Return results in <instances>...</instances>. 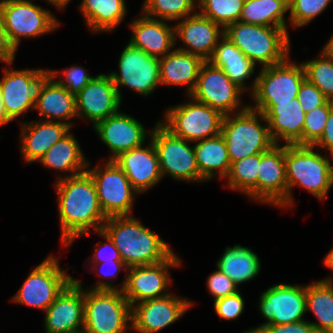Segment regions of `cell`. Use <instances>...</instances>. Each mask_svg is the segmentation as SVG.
Wrapping results in <instances>:
<instances>
[{"label":"cell","instance_id":"1","mask_svg":"<svg viewBox=\"0 0 333 333\" xmlns=\"http://www.w3.org/2000/svg\"><path fill=\"white\" fill-rule=\"evenodd\" d=\"M58 208L64 245L69 246L76 237L89 235V229L102 230L107 219L98 201L91 175L85 171L76 176L59 177L56 182Z\"/></svg>","mask_w":333,"mask_h":333},{"label":"cell","instance_id":"2","mask_svg":"<svg viewBox=\"0 0 333 333\" xmlns=\"http://www.w3.org/2000/svg\"><path fill=\"white\" fill-rule=\"evenodd\" d=\"M102 231L113 241L128 267L156 264L173 254L160 236L131 215L107 217Z\"/></svg>","mask_w":333,"mask_h":333},{"label":"cell","instance_id":"3","mask_svg":"<svg viewBox=\"0 0 333 333\" xmlns=\"http://www.w3.org/2000/svg\"><path fill=\"white\" fill-rule=\"evenodd\" d=\"M226 36L255 65L273 66L289 55V36L283 28L247 24L240 21L224 29Z\"/></svg>","mask_w":333,"mask_h":333},{"label":"cell","instance_id":"4","mask_svg":"<svg viewBox=\"0 0 333 333\" xmlns=\"http://www.w3.org/2000/svg\"><path fill=\"white\" fill-rule=\"evenodd\" d=\"M236 114L224 115L221 126L231 163L266 152L276 144L264 114L251 106H244ZM258 117L266 122L264 126L259 123Z\"/></svg>","mask_w":333,"mask_h":333},{"label":"cell","instance_id":"5","mask_svg":"<svg viewBox=\"0 0 333 333\" xmlns=\"http://www.w3.org/2000/svg\"><path fill=\"white\" fill-rule=\"evenodd\" d=\"M312 145L285 144V170L288 186V206L295 185L305 187L318 199H323L333 184V166Z\"/></svg>","mask_w":333,"mask_h":333},{"label":"cell","instance_id":"6","mask_svg":"<svg viewBox=\"0 0 333 333\" xmlns=\"http://www.w3.org/2000/svg\"><path fill=\"white\" fill-rule=\"evenodd\" d=\"M305 79L303 64L289 63L287 58L273 66L262 67L253 81L251 95L256 107L251 108L265 115L277 103H292Z\"/></svg>","mask_w":333,"mask_h":333},{"label":"cell","instance_id":"7","mask_svg":"<svg viewBox=\"0 0 333 333\" xmlns=\"http://www.w3.org/2000/svg\"><path fill=\"white\" fill-rule=\"evenodd\" d=\"M132 307L121 290L84 291V326L88 333H126Z\"/></svg>","mask_w":333,"mask_h":333},{"label":"cell","instance_id":"8","mask_svg":"<svg viewBox=\"0 0 333 333\" xmlns=\"http://www.w3.org/2000/svg\"><path fill=\"white\" fill-rule=\"evenodd\" d=\"M180 265L181 260L173 253L168 259L156 264L128 267L129 274L121 288L99 281L92 290H121L132 307L137 301L139 303L170 294L167 293L168 289L165 290L170 283L167 270Z\"/></svg>","mask_w":333,"mask_h":333},{"label":"cell","instance_id":"9","mask_svg":"<svg viewBox=\"0 0 333 333\" xmlns=\"http://www.w3.org/2000/svg\"><path fill=\"white\" fill-rule=\"evenodd\" d=\"M190 99L192 101L169 108L164 123L160 124L172 135L189 142L220 134L224 115L209 105Z\"/></svg>","mask_w":333,"mask_h":333},{"label":"cell","instance_id":"10","mask_svg":"<svg viewBox=\"0 0 333 333\" xmlns=\"http://www.w3.org/2000/svg\"><path fill=\"white\" fill-rule=\"evenodd\" d=\"M0 19L16 49L20 37H37L53 31L59 25L49 11L29 0H1Z\"/></svg>","mask_w":333,"mask_h":333},{"label":"cell","instance_id":"11","mask_svg":"<svg viewBox=\"0 0 333 333\" xmlns=\"http://www.w3.org/2000/svg\"><path fill=\"white\" fill-rule=\"evenodd\" d=\"M162 177L169 174L176 180L205 181L199 173L194 146L187 140L172 135L160 122L151 132Z\"/></svg>","mask_w":333,"mask_h":333},{"label":"cell","instance_id":"12","mask_svg":"<svg viewBox=\"0 0 333 333\" xmlns=\"http://www.w3.org/2000/svg\"><path fill=\"white\" fill-rule=\"evenodd\" d=\"M52 77L50 70H9L5 68L0 85L6 116L10 120H14L27 109H34L44 86Z\"/></svg>","mask_w":333,"mask_h":333},{"label":"cell","instance_id":"13","mask_svg":"<svg viewBox=\"0 0 333 333\" xmlns=\"http://www.w3.org/2000/svg\"><path fill=\"white\" fill-rule=\"evenodd\" d=\"M86 171L94 180L99 205L104 215L106 217L130 216L133 195L138 193L116 162L108 160L104 170L96 166Z\"/></svg>","mask_w":333,"mask_h":333},{"label":"cell","instance_id":"14","mask_svg":"<svg viewBox=\"0 0 333 333\" xmlns=\"http://www.w3.org/2000/svg\"><path fill=\"white\" fill-rule=\"evenodd\" d=\"M72 280L57 259L49 256L30 273L12 300L46 311Z\"/></svg>","mask_w":333,"mask_h":333},{"label":"cell","instance_id":"15","mask_svg":"<svg viewBox=\"0 0 333 333\" xmlns=\"http://www.w3.org/2000/svg\"><path fill=\"white\" fill-rule=\"evenodd\" d=\"M119 71L110 73L112 81L121 94L119 85L132 88L139 94H151L160 83L159 58L146 54L128 43L119 59Z\"/></svg>","mask_w":333,"mask_h":333},{"label":"cell","instance_id":"16","mask_svg":"<svg viewBox=\"0 0 333 333\" xmlns=\"http://www.w3.org/2000/svg\"><path fill=\"white\" fill-rule=\"evenodd\" d=\"M259 309L267 322L244 331L257 333L264 325L289 324L304 320L306 310V286L277 284L264 291L260 297Z\"/></svg>","mask_w":333,"mask_h":333},{"label":"cell","instance_id":"17","mask_svg":"<svg viewBox=\"0 0 333 333\" xmlns=\"http://www.w3.org/2000/svg\"><path fill=\"white\" fill-rule=\"evenodd\" d=\"M242 92L243 90L232 82L222 69L206 61L189 97L217 109L223 115H228L238 110Z\"/></svg>","mask_w":333,"mask_h":333},{"label":"cell","instance_id":"18","mask_svg":"<svg viewBox=\"0 0 333 333\" xmlns=\"http://www.w3.org/2000/svg\"><path fill=\"white\" fill-rule=\"evenodd\" d=\"M192 302L172 294L139 302L132 306V328L139 333H156L178 320Z\"/></svg>","mask_w":333,"mask_h":333},{"label":"cell","instance_id":"19","mask_svg":"<svg viewBox=\"0 0 333 333\" xmlns=\"http://www.w3.org/2000/svg\"><path fill=\"white\" fill-rule=\"evenodd\" d=\"M110 74H99L76 95L77 116L84 115L93 125L119 112L121 105Z\"/></svg>","mask_w":333,"mask_h":333},{"label":"cell","instance_id":"20","mask_svg":"<svg viewBox=\"0 0 333 333\" xmlns=\"http://www.w3.org/2000/svg\"><path fill=\"white\" fill-rule=\"evenodd\" d=\"M257 200L288 207V186L285 170V145L275 144L261 153L257 176Z\"/></svg>","mask_w":333,"mask_h":333},{"label":"cell","instance_id":"21","mask_svg":"<svg viewBox=\"0 0 333 333\" xmlns=\"http://www.w3.org/2000/svg\"><path fill=\"white\" fill-rule=\"evenodd\" d=\"M73 279L45 311L47 333H70L84 326V292Z\"/></svg>","mask_w":333,"mask_h":333},{"label":"cell","instance_id":"22","mask_svg":"<svg viewBox=\"0 0 333 333\" xmlns=\"http://www.w3.org/2000/svg\"><path fill=\"white\" fill-rule=\"evenodd\" d=\"M93 127L112 151L109 160H114L121 153L139 147L145 142L144 126L135 118L120 112L97 122Z\"/></svg>","mask_w":333,"mask_h":333},{"label":"cell","instance_id":"23","mask_svg":"<svg viewBox=\"0 0 333 333\" xmlns=\"http://www.w3.org/2000/svg\"><path fill=\"white\" fill-rule=\"evenodd\" d=\"M174 27L175 38L178 35L185 46L190 47L177 49L198 55L205 61L212 56L219 38L224 36V29L219 30L220 25L199 12L187 16Z\"/></svg>","mask_w":333,"mask_h":333},{"label":"cell","instance_id":"24","mask_svg":"<svg viewBox=\"0 0 333 333\" xmlns=\"http://www.w3.org/2000/svg\"><path fill=\"white\" fill-rule=\"evenodd\" d=\"M149 146L142 145L121 153L114 159L125 172L137 193H142L154 186L161 178L158 155L152 139Z\"/></svg>","mask_w":333,"mask_h":333},{"label":"cell","instance_id":"25","mask_svg":"<svg viewBox=\"0 0 333 333\" xmlns=\"http://www.w3.org/2000/svg\"><path fill=\"white\" fill-rule=\"evenodd\" d=\"M164 21L143 14L130 24L133 35L129 43L150 56L164 57L176 44L174 29Z\"/></svg>","mask_w":333,"mask_h":333},{"label":"cell","instance_id":"26","mask_svg":"<svg viewBox=\"0 0 333 333\" xmlns=\"http://www.w3.org/2000/svg\"><path fill=\"white\" fill-rule=\"evenodd\" d=\"M21 135V152L26 162L40 160L44 154L64 135H66L72 123L60 121H46L45 119L35 123L23 124Z\"/></svg>","mask_w":333,"mask_h":333},{"label":"cell","instance_id":"27","mask_svg":"<svg viewBox=\"0 0 333 333\" xmlns=\"http://www.w3.org/2000/svg\"><path fill=\"white\" fill-rule=\"evenodd\" d=\"M292 103H277L266 114L270 134L278 144L279 137L287 144L303 145L306 113L297 98Z\"/></svg>","mask_w":333,"mask_h":333},{"label":"cell","instance_id":"28","mask_svg":"<svg viewBox=\"0 0 333 333\" xmlns=\"http://www.w3.org/2000/svg\"><path fill=\"white\" fill-rule=\"evenodd\" d=\"M206 61L195 54L180 49L171 50L159 58L160 84L186 85L188 95L194 90L200 69Z\"/></svg>","mask_w":333,"mask_h":333},{"label":"cell","instance_id":"29","mask_svg":"<svg viewBox=\"0 0 333 333\" xmlns=\"http://www.w3.org/2000/svg\"><path fill=\"white\" fill-rule=\"evenodd\" d=\"M214 48L207 60L214 67L220 68L239 88L245 91L244 81L254 73L255 64L226 36Z\"/></svg>","mask_w":333,"mask_h":333},{"label":"cell","instance_id":"30","mask_svg":"<svg viewBox=\"0 0 333 333\" xmlns=\"http://www.w3.org/2000/svg\"><path fill=\"white\" fill-rule=\"evenodd\" d=\"M52 74L53 77L44 86L34 109L46 118L49 117L46 121L77 117L76 95L54 80L57 77L56 71L52 70Z\"/></svg>","mask_w":333,"mask_h":333},{"label":"cell","instance_id":"31","mask_svg":"<svg viewBox=\"0 0 333 333\" xmlns=\"http://www.w3.org/2000/svg\"><path fill=\"white\" fill-rule=\"evenodd\" d=\"M197 167L202 178L207 181L219 172L220 178L227 177L231 161L222 134L207 138L194 145ZM215 174V175H214Z\"/></svg>","mask_w":333,"mask_h":333},{"label":"cell","instance_id":"32","mask_svg":"<svg viewBox=\"0 0 333 333\" xmlns=\"http://www.w3.org/2000/svg\"><path fill=\"white\" fill-rule=\"evenodd\" d=\"M39 161L54 170L72 171L73 173L69 177L85 172L89 166L79 143L69 132L57 141Z\"/></svg>","mask_w":333,"mask_h":333},{"label":"cell","instance_id":"33","mask_svg":"<svg viewBox=\"0 0 333 333\" xmlns=\"http://www.w3.org/2000/svg\"><path fill=\"white\" fill-rule=\"evenodd\" d=\"M217 267L238 285L256 277L261 265L257 254L250 248L235 245L226 248L217 262Z\"/></svg>","mask_w":333,"mask_h":333},{"label":"cell","instance_id":"34","mask_svg":"<svg viewBox=\"0 0 333 333\" xmlns=\"http://www.w3.org/2000/svg\"><path fill=\"white\" fill-rule=\"evenodd\" d=\"M306 310L319 323L311 322L318 333H333V281L331 278L306 285Z\"/></svg>","mask_w":333,"mask_h":333},{"label":"cell","instance_id":"35","mask_svg":"<svg viewBox=\"0 0 333 333\" xmlns=\"http://www.w3.org/2000/svg\"><path fill=\"white\" fill-rule=\"evenodd\" d=\"M80 10L94 32H111L126 14L124 0H83Z\"/></svg>","mask_w":333,"mask_h":333},{"label":"cell","instance_id":"36","mask_svg":"<svg viewBox=\"0 0 333 333\" xmlns=\"http://www.w3.org/2000/svg\"><path fill=\"white\" fill-rule=\"evenodd\" d=\"M288 10L289 0H248L244 2L239 21L283 28L288 33L284 18Z\"/></svg>","mask_w":333,"mask_h":333},{"label":"cell","instance_id":"37","mask_svg":"<svg viewBox=\"0 0 333 333\" xmlns=\"http://www.w3.org/2000/svg\"><path fill=\"white\" fill-rule=\"evenodd\" d=\"M260 159L261 153L232 162L227 175L228 186L243 191L249 197L257 200V176Z\"/></svg>","mask_w":333,"mask_h":333},{"label":"cell","instance_id":"38","mask_svg":"<svg viewBox=\"0 0 333 333\" xmlns=\"http://www.w3.org/2000/svg\"><path fill=\"white\" fill-rule=\"evenodd\" d=\"M244 2L242 0H198L200 14L212 20L221 28L239 21Z\"/></svg>","mask_w":333,"mask_h":333},{"label":"cell","instance_id":"39","mask_svg":"<svg viewBox=\"0 0 333 333\" xmlns=\"http://www.w3.org/2000/svg\"><path fill=\"white\" fill-rule=\"evenodd\" d=\"M302 64L306 79L313 83L329 101H333V57L322 51L320 59Z\"/></svg>","mask_w":333,"mask_h":333},{"label":"cell","instance_id":"40","mask_svg":"<svg viewBox=\"0 0 333 333\" xmlns=\"http://www.w3.org/2000/svg\"><path fill=\"white\" fill-rule=\"evenodd\" d=\"M196 0H145L143 14L153 18L158 16L160 20H179L191 15L195 10ZM153 15V16H152Z\"/></svg>","mask_w":333,"mask_h":333},{"label":"cell","instance_id":"41","mask_svg":"<svg viewBox=\"0 0 333 333\" xmlns=\"http://www.w3.org/2000/svg\"><path fill=\"white\" fill-rule=\"evenodd\" d=\"M333 107V101H327L324 105L306 113L303 126V145H314L322 136L325 125Z\"/></svg>","mask_w":333,"mask_h":333},{"label":"cell","instance_id":"42","mask_svg":"<svg viewBox=\"0 0 333 333\" xmlns=\"http://www.w3.org/2000/svg\"><path fill=\"white\" fill-rule=\"evenodd\" d=\"M332 0H289L290 22L301 27L323 12Z\"/></svg>","mask_w":333,"mask_h":333},{"label":"cell","instance_id":"43","mask_svg":"<svg viewBox=\"0 0 333 333\" xmlns=\"http://www.w3.org/2000/svg\"><path fill=\"white\" fill-rule=\"evenodd\" d=\"M215 312L221 319L234 320L244 310V300L237 291L236 293L214 300Z\"/></svg>","mask_w":333,"mask_h":333},{"label":"cell","instance_id":"44","mask_svg":"<svg viewBox=\"0 0 333 333\" xmlns=\"http://www.w3.org/2000/svg\"><path fill=\"white\" fill-rule=\"evenodd\" d=\"M297 99L305 113H309L313 109L324 105L328 101L326 96L307 79L302 82Z\"/></svg>","mask_w":333,"mask_h":333},{"label":"cell","instance_id":"45","mask_svg":"<svg viewBox=\"0 0 333 333\" xmlns=\"http://www.w3.org/2000/svg\"><path fill=\"white\" fill-rule=\"evenodd\" d=\"M207 280V287L215 300L232 295L238 291L234 281L219 270L212 273Z\"/></svg>","mask_w":333,"mask_h":333},{"label":"cell","instance_id":"46","mask_svg":"<svg viewBox=\"0 0 333 333\" xmlns=\"http://www.w3.org/2000/svg\"><path fill=\"white\" fill-rule=\"evenodd\" d=\"M64 75L66 82L63 80H58L57 82L74 95H77L93 78L92 76H89L85 69L80 66H73L69 69H65Z\"/></svg>","mask_w":333,"mask_h":333},{"label":"cell","instance_id":"47","mask_svg":"<svg viewBox=\"0 0 333 333\" xmlns=\"http://www.w3.org/2000/svg\"><path fill=\"white\" fill-rule=\"evenodd\" d=\"M257 333H318L310 321L264 325Z\"/></svg>","mask_w":333,"mask_h":333},{"label":"cell","instance_id":"48","mask_svg":"<svg viewBox=\"0 0 333 333\" xmlns=\"http://www.w3.org/2000/svg\"><path fill=\"white\" fill-rule=\"evenodd\" d=\"M98 233L106 239L107 243L99 245L97 247L95 254L93 255V262L96 263V267L94 265V268H97V263L102 262H112V260H121L120 254L118 249L115 247L113 241L110 239L108 235H106L102 230H99ZM109 249V250H108ZM110 251V252H109Z\"/></svg>","mask_w":333,"mask_h":333},{"label":"cell","instance_id":"49","mask_svg":"<svg viewBox=\"0 0 333 333\" xmlns=\"http://www.w3.org/2000/svg\"><path fill=\"white\" fill-rule=\"evenodd\" d=\"M16 50L17 49L11 43L0 19V60L11 64L14 60Z\"/></svg>","mask_w":333,"mask_h":333},{"label":"cell","instance_id":"50","mask_svg":"<svg viewBox=\"0 0 333 333\" xmlns=\"http://www.w3.org/2000/svg\"><path fill=\"white\" fill-rule=\"evenodd\" d=\"M313 146L326 148L330 151L331 157L333 159V107L330 109V114L328 116L322 136Z\"/></svg>","mask_w":333,"mask_h":333},{"label":"cell","instance_id":"51","mask_svg":"<svg viewBox=\"0 0 333 333\" xmlns=\"http://www.w3.org/2000/svg\"><path fill=\"white\" fill-rule=\"evenodd\" d=\"M105 264L111 265L113 267H115L114 269H116L114 272L106 270L104 272L105 276H109V277H113L116 276V274H118L117 272L121 271V268L125 267L128 270V266L122 261V260H112V262H102L100 265L103 267ZM106 266V265H105Z\"/></svg>","mask_w":333,"mask_h":333},{"label":"cell","instance_id":"52","mask_svg":"<svg viewBox=\"0 0 333 333\" xmlns=\"http://www.w3.org/2000/svg\"><path fill=\"white\" fill-rule=\"evenodd\" d=\"M9 121H11L5 113V108L3 105V101H2V89H1V85H0V126L3 124H7Z\"/></svg>","mask_w":333,"mask_h":333},{"label":"cell","instance_id":"53","mask_svg":"<svg viewBox=\"0 0 333 333\" xmlns=\"http://www.w3.org/2000/svg\"><path fill=\"white\" fill-rule=\"evenodd\" d=\"M323 52L326 55H328L330 57H333V36L331 37V39L329 40V42L324 47Z\"/></svg>","mask_w":333,"mask_h":333},{"label":"cell","instance_id":"54","mask_svg":"<svg viewBox=\"0 0 333 333\" xmlns=\"http://www.w3.org/2000/svg\"><path fill=\"white\" fill-rule=\"evenodd\" d=\"M324 263L328 268H331L333 270V248L325 257Z\"/></svg>","mask_w":333,"mask_h":333},{"label":"cell","instance_id":"55","mask_svg":"<svg viewBox=\"0 0 333 333\" xmlns=\"http://www.w3.org/2000/svg\"><path fill=\"white\" fill-rule=\"evenodd\" d=\"M48 2L52 3L56 7L63 9L67 5V3L70 2V0H48Z\"/></svg>","mask_w":333,"mask_h":333},{"label":"cell","instance_id":"56","mask_svg":"<svg viewBox=\"0 0 333 333\" xmlns=\"http://www.w3.org/2000/svg\"><path fill=\"white\" fill-rule=\"evenodd\" d=\"M70 333H88L86 330L82 329L80 331H76V332H70Z\"/></svg>","mask_w":333,"mask_h":333}]
</instances>
